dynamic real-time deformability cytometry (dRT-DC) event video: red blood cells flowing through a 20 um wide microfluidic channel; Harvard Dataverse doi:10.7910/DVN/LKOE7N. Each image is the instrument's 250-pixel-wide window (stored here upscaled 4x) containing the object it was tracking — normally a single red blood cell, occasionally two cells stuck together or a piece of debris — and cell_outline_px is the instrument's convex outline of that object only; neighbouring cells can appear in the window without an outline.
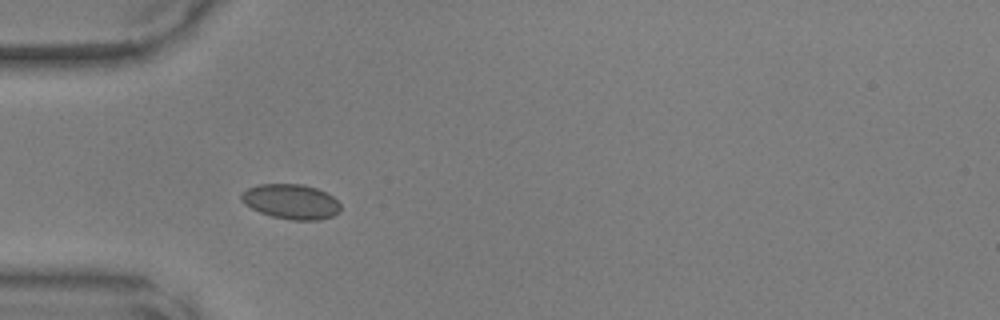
{"species": "common noctule bat (a hibernating species)", "species_latin": "Nyctalus noctula", "temperature_condition": "warm", "stored_images_in_passage": 35, "camera_frame_rate_fps": 3000, "um_per_image_px": 0.085, "animal": {"sex": "male", "body_mass_g": 17.9, "forearm_length_mm": 54.2}, "frame": {"image": 1, "passage_image": 1, "time_ms": 0.0, "image_size_px": [1000, 320], "cell_outline_px": [[340, 212], [332, 216], [316, 220], [292, 220], [272, 216], [260, 212], [244, 204], [240, 200], [240, 192], [248, 188], [260, 184], [304, 184], [316, 188], [332, 196], [340, 204]], "centroid_in_image_um": [24.71, 17.13], "position_along_channel_um": 60.3, "area_um2": 20.17}}
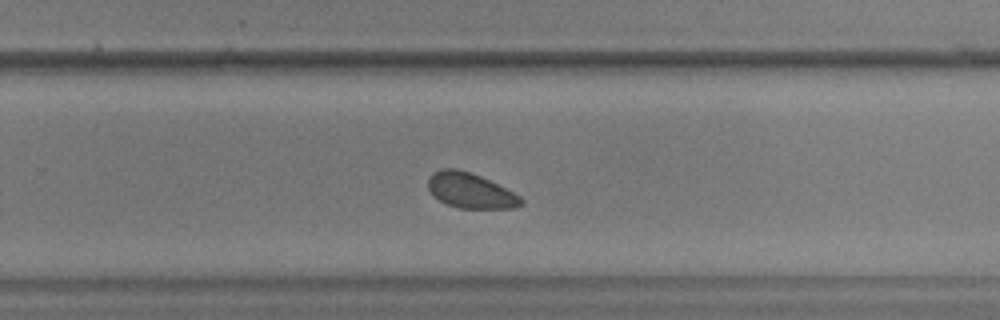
{"frame": {"image": 2, "passage_image": 18, "time_ms": 5.667, "image_size_px": [1000, 320], "cell_outline_px": [[524, 204], [516, 208], [460, 208], [448, 204], [440, 200], [428, 188], [428, 176], [432, 172], [440, 168], [456, 168], [480, 176], [520, 196], [524, 200]], "centroid_in_image_um": [39.98, 16.19], "position_along_channel_um": 289.8, "area_um2": 18.84}}
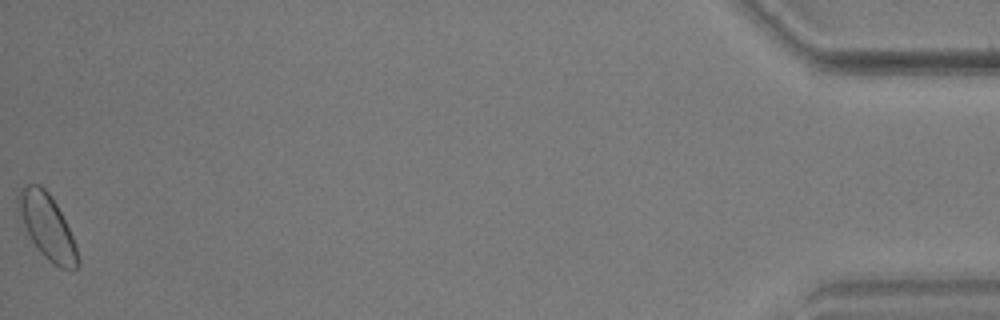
{"frame": {"image": 3, "passage_image": 35, "time_ms": 11.333, "image_size_px": [1000, 320], "cell_outline_px": [[80, 264], [72, 272], [60, 268], [48, 260], [40, 252], [32, 240], [16, 208], [16, 196], [20, 188], [24, 184], [40, 184], [48, 192], [56, 204], [72, 236], [80, 260]], "centroid_in_image_um": [3.99, 19.26], "position_along_channel_um": 431.2, "area_um2": 22.43}}